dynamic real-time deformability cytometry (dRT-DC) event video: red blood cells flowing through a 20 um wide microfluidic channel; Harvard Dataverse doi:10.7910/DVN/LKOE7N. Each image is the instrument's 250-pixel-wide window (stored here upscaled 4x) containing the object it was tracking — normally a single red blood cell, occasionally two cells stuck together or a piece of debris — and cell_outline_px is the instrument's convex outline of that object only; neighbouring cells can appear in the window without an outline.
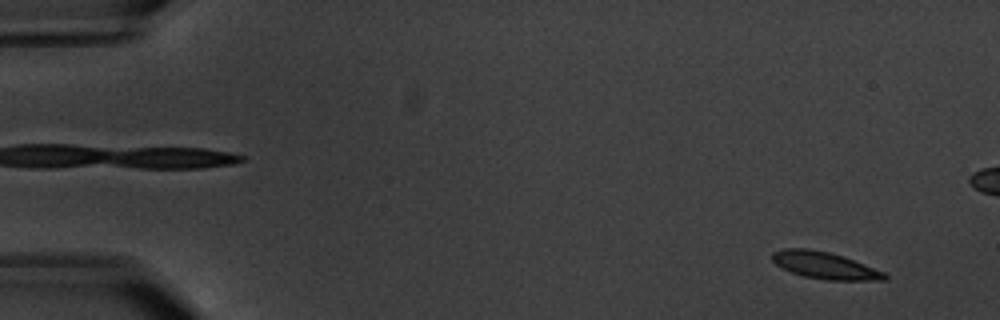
{"species": "common noctule bat (a hibernating species)", "species_latin": "Nyctalus noctula", "temperature_condition": "warm", "stored_images_in_passage": 6, "camera_frame_rate_fps": 3000, "um_per_image_px": 0.085, "animal": {"sex": "male", "body_mass_g": 20.1, "forearm_length_mm": 53.5}, "frame": {"image": 1, "passage_image": 2, "time_ms": 1.333, "image_size_px": [1000, 320], "cell_outline_px": [[888, 276], [884, 280], [828, 280], [804, 276], [792, 272], [776, 264], [772, 260], [772, 252], [784, 248], [808, 248], [828, 252], [864, 264], [884, 272]], "centroid_in_image_um": [70.08, 22.55], "position_along_channel_um": 14.9, "area_um2": 17.28}}